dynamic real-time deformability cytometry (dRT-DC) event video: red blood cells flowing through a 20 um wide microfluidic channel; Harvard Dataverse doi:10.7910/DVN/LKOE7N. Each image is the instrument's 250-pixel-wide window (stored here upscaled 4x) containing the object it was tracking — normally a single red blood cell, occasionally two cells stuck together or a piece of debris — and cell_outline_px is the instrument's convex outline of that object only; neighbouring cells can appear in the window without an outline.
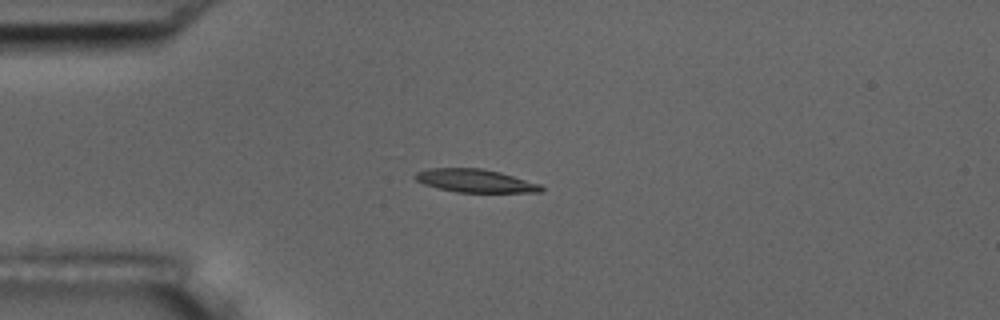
{"species": "common noctule bat (a hibernating species)", "species_latin": "Nyctalus noctula", "temperature_condition": "room temperature", "stored_images_in_passage": 7, "camera_frame_rate_fps": 3000, "um_per_image_px": 0.085, "animal": {"sex": "male", "body_mass_g": 17.5, "forearm_length_mm": 52.3}, "frame": {"image": 1, "passage_image": 3, "time_ms": 3.333, "image_size_px": [1000, 320], "cell_outline_px": [[544, 188], [540, 192], [456, 192], [424, 184], [416, 180], [412, 176], [416, 172], [428, 168], [480, 168], [500, 172], [540, 184]], "centroid_in_image_um": [40.36, 15.36], "position_along_channel_um": 44.6, "area_um2": 16.88}}
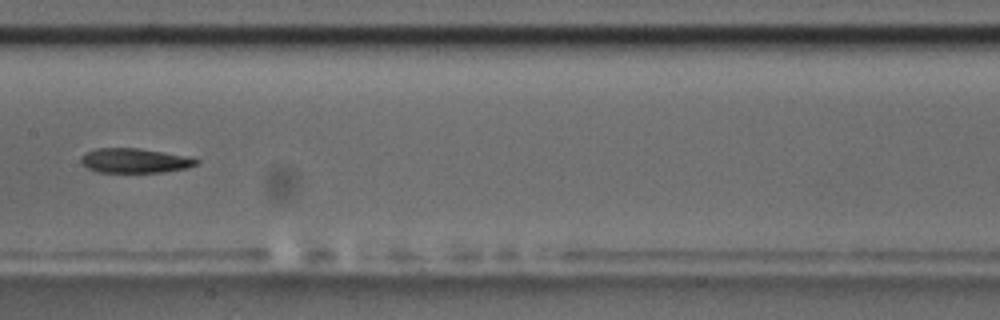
{"frame": {"image": 2, "passage_image": 7, "time_ms": 8.0, "image_size_px": [1000, 320], "cell_outline_px": [[200, 164], [188, 168], [164, 172], [100, 172], [88, 168], [80, 160], [80, 156], [84, 152], [96, 148], [140, 148], [164, 152], [184, 156], [200, 160]], "centroid_in_image_um": [11.46, 13.65], "position_along_channel_um": 195.9, "area_um2": 16.59}}